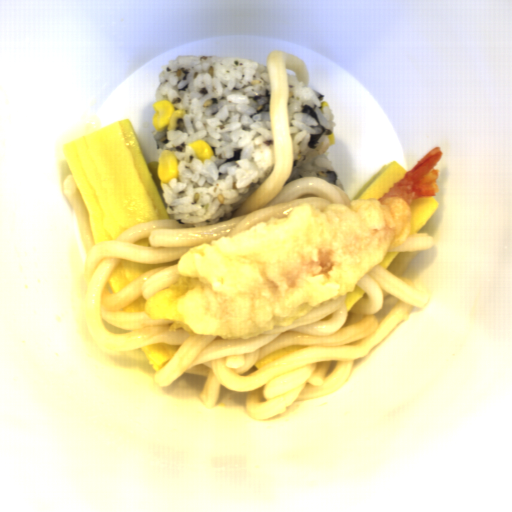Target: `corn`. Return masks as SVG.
Masks as SVG:
<instances>
[{
    "instance_id": "51d56268",
    "label": "corn",
    "mask_w": 512,
    "mask_h": 512,
    "mask_svg": "<svg viewBox=\"0 0 512 512\" xmlns=\"http://www.w3.org/2000/svg\"><path fill=\"white\" fill-rule=\"evenodd\" d=\"M179 160L175 153L163 150L158 156L157 161H149L147 163L148 170L151 174L156 188L161 184H168L173 178L178 177Z\"/></svg>"
},
{
    "instance_id": "2b8c4276",
    "label": "corn",
    "mask_w": 512,
    "mask_h": 512,
    "mask_svg": "<svg viewBox=\"0 0 512 512\" xmlns=\"http://www.w3.org/2000/svg\"><path fill=\"white\" fill-rule=\"evenodd\" d=\"M329 107H330V104L327 101L324 100L321 102V105H320L321 111H324L325 108H329Z\"/></svg>"
},
{
    "instance_id": "cfcad685",
    "label": "corn",
    "mask_w": 512,
    "mask_h": 512,
    "mask_svg": "<svg viewBox=\"0 0 512 512\" xmlns=\"http://www.w3.org/2000/svg\"><path fill=\"white\" fill-rule=\"evenodd\" d=\"M327 137L329 140V145H335L336 139L334 133H329Z\"/></svg>"
},
{
    "instance_id": "f1292c28",
    "label": "corn",
    "mask_w": 512,
    "mask_h": 512,
    "mask_svg": "<svg viewBox=\"0 0 512 512\" xmlns=\"http://www.w3.org/2000/svg\"><path fill=\"white\" fill-rule=\"evenodd\" d=\"M153 115L151 117L153 129L157 131H173L183 117L182 110L175 109L172 102L163 100L152 104Z\"/></svg>"
},
{
    "instance_id": "5cfa1b94",
    "label": "corn",
    "mask_w": 512,
    "mask_h": 512,
    "mask_svg": "<svg viewBox=\"0 0 512 512\" xmlns=\"http://www.w3.org/2000/svg\"><path fill=\"white\" fill-rule=\"evenodd\" d=\"M188 147L192 149L196 160H199L201 164L215 155L210 145L204 139L190 143Z\"/></svg>"
}]
</instances>
